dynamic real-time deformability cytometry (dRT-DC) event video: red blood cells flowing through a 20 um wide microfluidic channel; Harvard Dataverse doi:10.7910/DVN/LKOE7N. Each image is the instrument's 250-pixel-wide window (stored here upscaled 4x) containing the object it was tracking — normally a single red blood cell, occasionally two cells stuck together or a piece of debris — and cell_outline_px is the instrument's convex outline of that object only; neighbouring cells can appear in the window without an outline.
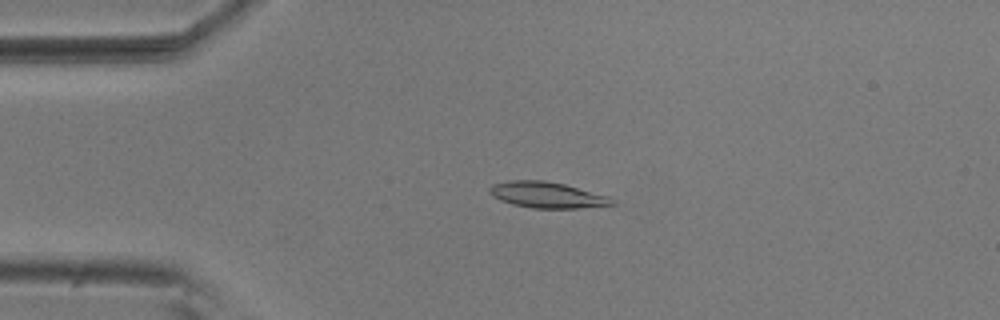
{"species": "common noctule bat (a hibernating species)", "species_latin": "Nyctalus noctula", "temperature_condition": "room temperature", "stored_images_in_passage": 5, "camera_frame_rate_fps": 3000, "um_per_image_px": 0.085, "animal": {"sex": "male", "body_mass_g": 20.5, "forearm_length_mm": 52.5}, "frame": {"image": 1, "passage_image": 4, "time_ms": 1.0, "image_size_px": [1000, 320], "cell_outline_px": [[616, 204], [580, 208], [532, 208], [512, 204], [500, 200], [492, 196], [488, 192], [488, 188], [492, 184], [508, 180], [544, 180], [564, 184], [608, 196], [616, 200]], "centroid_in_image_um": [46.47, 16.56], "position_along_channel_um": 38.5, "area_um2": 18.67}}